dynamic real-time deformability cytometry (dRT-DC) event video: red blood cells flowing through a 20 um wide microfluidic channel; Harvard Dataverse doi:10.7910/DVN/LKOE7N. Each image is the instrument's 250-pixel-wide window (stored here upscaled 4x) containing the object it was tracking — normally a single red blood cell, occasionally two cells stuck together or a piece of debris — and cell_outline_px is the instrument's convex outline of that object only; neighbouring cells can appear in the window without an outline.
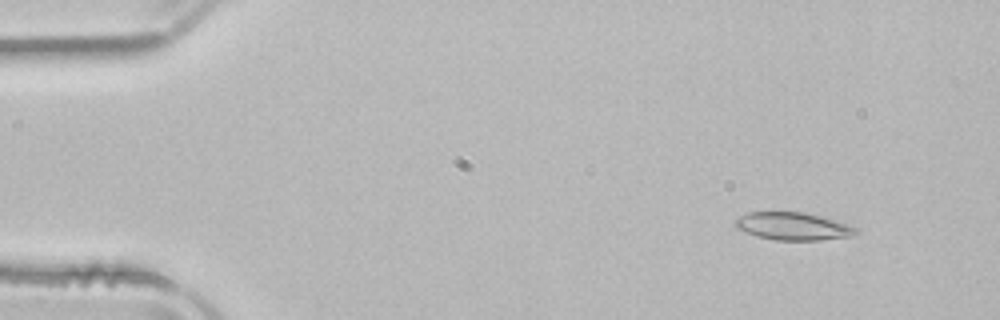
{"species": "common noctule bat (a hibernating species)", "species_latin": "Nyctalus noctula", "temperature_condition": "room temperature", "stored_images_in_passage": 51, "camera_frame_rate_fps": 3000, "um_per_image_px": 0.085, "animal": {"sex": "male", "body_mass_g": 21.5, "forearm_length_mm": 52.0}, "frame": {"image": 1, "passage_image": 5, "time_ms": 1.333, "image_size_px": [1000, 320], "cell_outline_px": [[860, 232], [848, 236], [820, 240], [776, 240], [756, 236], [744, 232], [736, 228], [732, 224], [740, 216], [748, 212], [804, 212], [820, 216], [848, 224], [856, 228]], "centroid_in_image_um": [67.36, 19.23], "position_along_channel_um": 17.6, "area_um2": 19.42}}
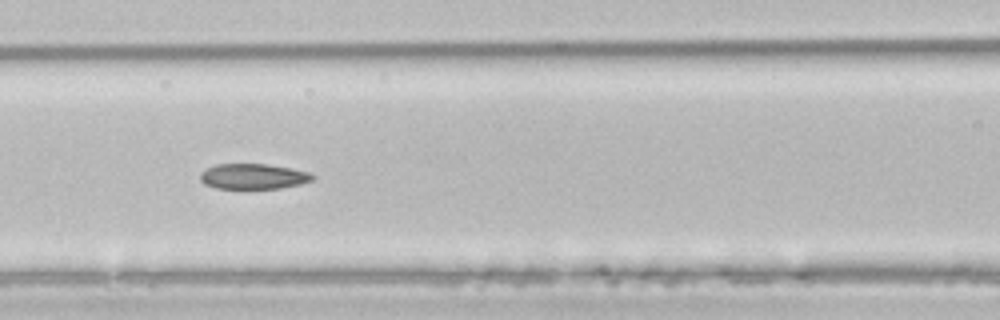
{"frame": {"image": 2, "passage_image": 22, "time_ms": 7.0, "image_size_px": [1000, 320], "cell_outline_px": [[316, 176], [312, 180], [300, 184], [280, 188], [216, 188], [204, 184], [200, 180], [200, 172], [204, 168], [216, 164], [268, 164], [292, 168], [308, 172]], "centroid_in_image_um": [21.5, 14.98], "position_along_channel_um": 145.1, "area_um2": 16.7}}
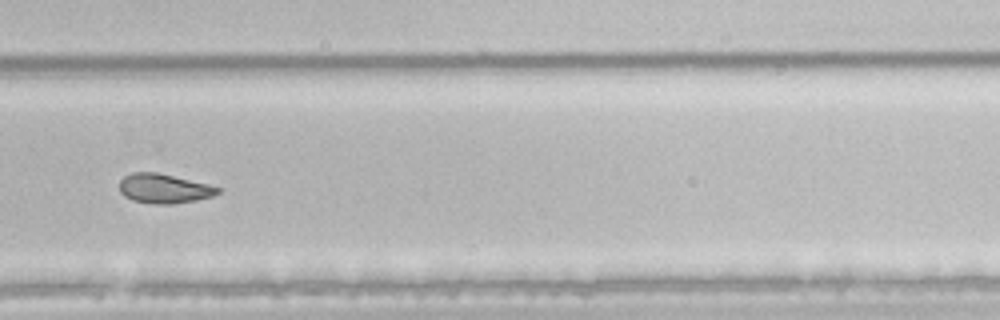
{"frame": {"image": 3, "passage_image": 35, "time_ms": 11.333, "image_size_px": [1000, 320], "cell_outline_px": [[220, 192], [212, 196], [196, 200], [172, 204], [156, 204], [132, 200], [124, 196], [120, 192], [120, 180], [124, 176], [132, 172], [156, 172], [208, 184], [220, 188]], "centroid_in_image_um": [13.92, 16.02], "position_along_channel_um": 315.9, "area_um2": 16.76}, "authors_computed_cell_mechanics": {"area_um2": 18.9006, "velocity_mm_per_s": 3.9555, "shape_relaxation_time_tau1_ms": null, "shape_relaxation_time_tau2_ms": 3.8709, "deformation_change_tau1": null, "deformation_change_tau2": 0.0885}}